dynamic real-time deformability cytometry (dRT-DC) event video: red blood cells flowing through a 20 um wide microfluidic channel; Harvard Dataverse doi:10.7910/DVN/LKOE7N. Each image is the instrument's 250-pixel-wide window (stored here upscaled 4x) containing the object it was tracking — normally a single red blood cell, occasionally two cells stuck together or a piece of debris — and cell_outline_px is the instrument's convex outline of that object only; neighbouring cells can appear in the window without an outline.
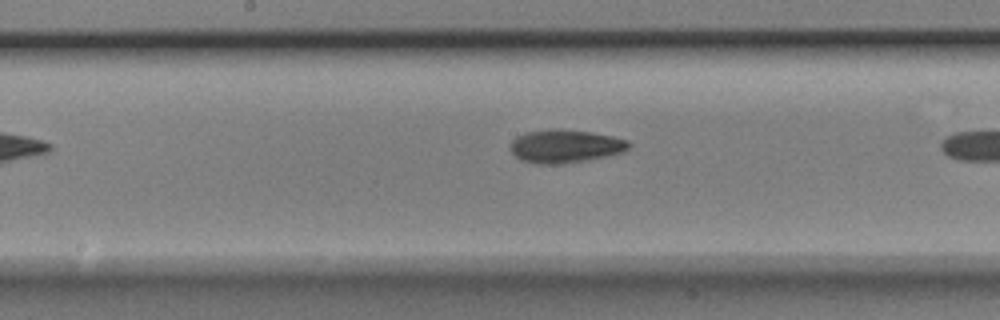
{"species": "Egyptian fruit bat (a non-hibernating species)", "species_latin": "Rousettus aegyptiacus", "temperature_condition": "room temperature", "stored_images_in_passage": 8, "camera_frame_rate_fps": 3000, "um_per_image_px": 0.085, "animal": {"sex": "male"}, "frame": {"image": 1, "passage_image": 7, "time_ms": 2.0, "image_size_px": [1000, 320], "cell_outline_px": [[632, 144], [624, 152], [608, 156], [588, 160], [560, 164], [540, 164], [520, 160], [508, 148], [508, 144], [516, 136], [524, 132], [548, 128], [556, 128], [592, 132], [612, 136], [628, 140]], "centroid_in_image_um": [48.01, 12.41], "position_along_channel_um": 200.2, "area_um2": 23.41}}